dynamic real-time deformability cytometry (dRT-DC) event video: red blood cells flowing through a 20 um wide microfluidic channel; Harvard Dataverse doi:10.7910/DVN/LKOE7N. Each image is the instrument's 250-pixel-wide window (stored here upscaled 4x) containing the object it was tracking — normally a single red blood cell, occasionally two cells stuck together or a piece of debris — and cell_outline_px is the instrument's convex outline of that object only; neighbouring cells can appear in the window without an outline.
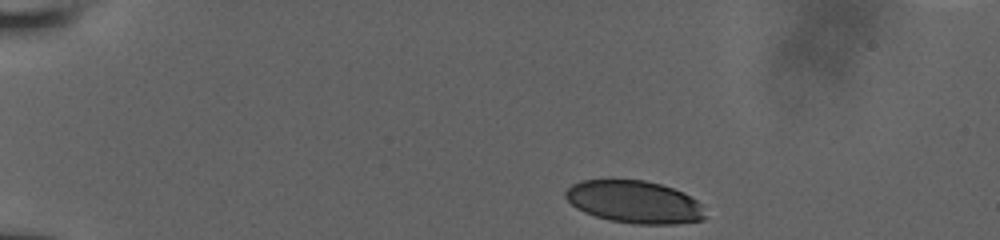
{"species": "human", "species_latin": "Homo sapiens", "temperature_condition": "room temperature", "stored_images_in_passage": 7, "camera_frame_rate_fps": 3000, "um_per_image_px": 0.085, "donor": {"sex": "male"}, "frame": {"image": 1, "passage_image": 1, "time_ms": 0.0, "image_size_px": [1000, 240], "cell_outline_px": [[708, 216], [704, 220], [672, 224], [632, 224], [608, 220], [584, 212], [576, 208], [564, 196], [564, 192], [572, 184], [580, 180], [644, 180], [660, 184], [684, 192], [704, 204]], "centroid_in_image_um": [53.98, 17.17], "position_along_channel_um": 31.0, "area_um2": 35.03}}
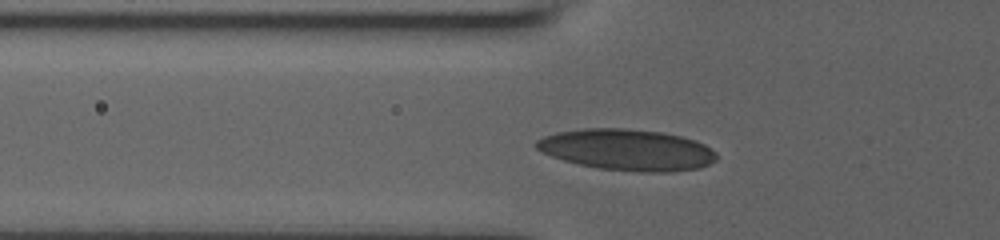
{"frame": {"image": 2, "passage_image": 6, "time_ms": 3.333, "image_size_px": [1000, 240], "cell_outline_px": [[716, 160], [700, 168], [672, 172], [640, 172], [600, 168], [580, 164], [564, 160], [540, 152], [532, 144], [536, 140], [544, 136], [556, 132], [584, 128], [624, 128], [660, 132], [680, 136], [696, 140], [704, 144], [716, 152]], "centroid_in_image_um": [53.28, 12.73], "position_along_channel_um": 72.5, "area_um2": 43.41}}